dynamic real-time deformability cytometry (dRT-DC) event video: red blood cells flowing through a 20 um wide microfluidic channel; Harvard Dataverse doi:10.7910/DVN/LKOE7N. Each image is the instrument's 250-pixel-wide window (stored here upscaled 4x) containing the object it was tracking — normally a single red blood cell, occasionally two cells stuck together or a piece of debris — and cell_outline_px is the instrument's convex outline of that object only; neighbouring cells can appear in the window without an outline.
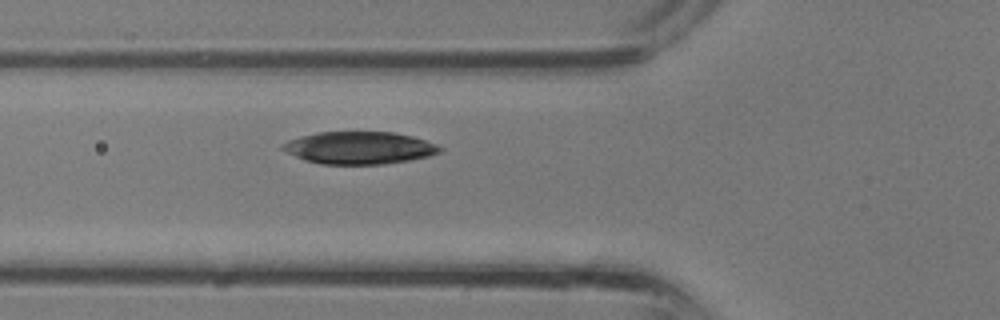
{"species": "common noctule bat (a hibernating species)", "species_latin": "Nyctalus noctula", "temperature_condition": "room temperature", "stored_images_in_passage": 23, "camera_frame_rate_fps": 3000, "um_per_image_px": 0.085, "animal": {"sex": "male", "body_mass_g": 13.3}, "frame": {"image": 1, "passage_image": 3, "time_ms": 0.667, "image_size_px": [1000, 320], "cell_outline_px": [[444, 148], [440, 152], [428, 156], [408, 160], [384, 164], [320, 164], [304, 160], [280, 148], [280, 144], [288, 140], [300, 136], [316, 132], [392, 132], [412, 136], [436, 144]], "centroid_in_image_um": [30.51, 12.56], "position_along_channel_um": 95.3, "area_um2": 29.65}}
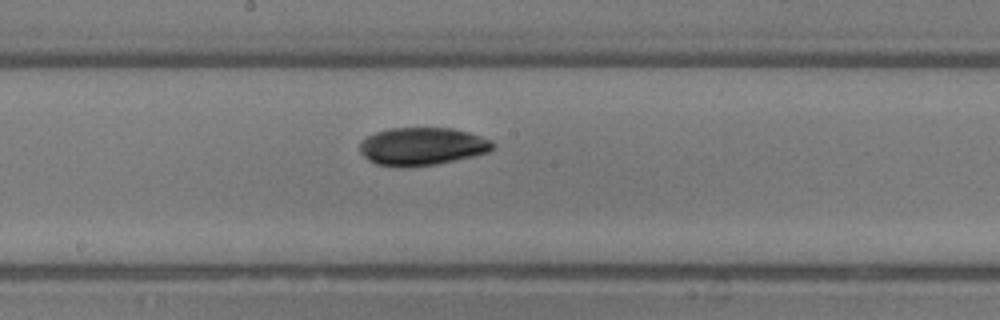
{"frame": {"image": 2, "passage_image": 9, "time_ms": 2.667, "image_size_px": [1000, 320], "cell_outline_px": [[492, 148], [488, 152], [456, 160], [436, 164], [412, 168], [396, 168], [376, 164], [368, 160], [360, 152], [360, 144], [368, 136], [376, 132], [388, 128], [452, 128], [468, 132], [492, 140]], "centroid_in_image_um": [35.85, 12.46], "position_along_channel_um": 212.4, "area_um2": 29.48}}
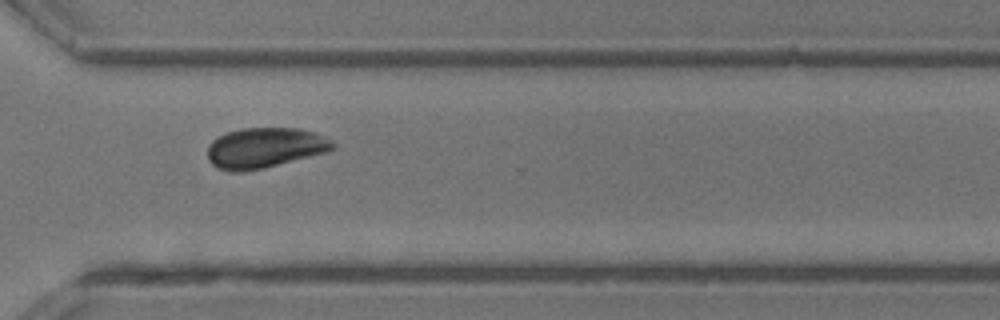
{"frame": {"image": 3, "passage_image": 16, "time_ms": 5.0, "image_size_px": [1000, 320], "cell_outline_px": [[336, 144], [328, 152], [264, 168], [244, 172], [228, 172], [212, 164], [208, 160], [208, 144], [212, 140], [228, 132], [240, 128], [296, 128], [316, 132], [332, 140]], "centroid_in_image_um": [22.51, 12.57], "position_along_channel_um": 348.1, "area_um2": 29.59}}